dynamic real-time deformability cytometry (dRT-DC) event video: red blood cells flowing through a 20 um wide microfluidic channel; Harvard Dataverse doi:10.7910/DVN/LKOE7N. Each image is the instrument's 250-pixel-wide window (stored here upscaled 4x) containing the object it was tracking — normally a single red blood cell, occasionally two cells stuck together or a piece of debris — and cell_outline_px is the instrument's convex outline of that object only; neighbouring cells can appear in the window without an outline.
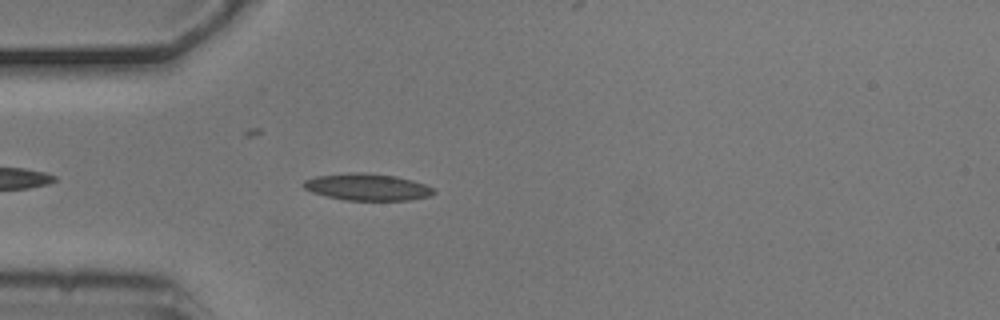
{"species": "common noctule bat (a hibernating species)", "species_latin": "Nyctalus noctula", "temperature_condition": "cold", "stored_images_in_passage": 4, "camera_frame_rate_fps": 3000, "um_per_image_px": 0.085, "animal": {"sex": "male", "body_mass_g": 20.5, "forearm_length_mm": 52.5}, "frame": {"image": 1, "passage_image": 4, "time_ms": 1.0, "image_size_px": [1000, 320], "cell_outline_px": [[436, 192], [428, 196], [408, 200], [344, 200], [312, 192], [304, 188], [300, 184], [304, 180], [316, 176], [348, 172], [364, 172], [396, 176], [412, 180], [436, 188]], "centroid_in_image_um": [31.2, 15.88], "position_along_channel_um": 53.8, "area_um2": 20.46}}